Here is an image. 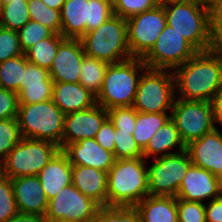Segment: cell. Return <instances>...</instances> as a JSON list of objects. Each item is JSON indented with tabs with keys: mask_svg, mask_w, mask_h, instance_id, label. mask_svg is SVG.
<instances>
[{
	"mask_svg": "<svg viewBox=\"0 0 222 222\" xmlns=\"http://www.w3.org/2000/svg\"><path fill=\"white\" fill-rule=\"evenodd\" d=\"M172 72L178 99L211 102L222 87V58L208 51H198Z\"/></svg>",
	"mask_w": 222,
	"mask_h": 222,
	"instance_id": "cell-1",
	"label": "cell"
},
{
	"mask_svg": "<svg viewBox=\"0 0 222 222\" xmlns=\"http://www.w3.org/2000/svg\"><path fill=\"white\" fill-rule=\"evenodd\" d=\"M144 157L118 159L108 171L107 206H135L148 196Z\"/></svg>",
	"mask_w": 222,
	"mask_h": 222,
	"instance_id": "cell-2",
	"label": "cell"
},
{
	"mask_svg": "<svg viewBox=\"0 0 222 222\" xmlns=\"http://www.w3.org/2000/svg\"><path fill=\"white\" fill-rule=\"evenodd\" d=\"M147 65L142 58L109 64L96 103L106 110L113 107L132 106L138 83Z\"/></svg>",
	"mask_w": 222,
	"mask_h": 222,
	"instance_id": "cell-3",
	"label": "cell"
},
{
	"mask_svg": "<svg viewBox=\"0 0 222 222\" xmlns=\"http://www.w3.org/2000/svg\"><path fill=\"white\" fill-rule=\"evenodd\" d=\"M86 56L107 62L119 63L132 58L128 48L126 19L113 15L98 28L81 39Z\"/></svg>",
	"mask_w": 222,
	"mask_h": 222,
	"instance_id": "cell-4",
	"label": "cell"
},
{
	"mask_svg": "<svg viewBox=\"0 0 222 222\" xmlns=\"http://www.w3.org/2000/svg\"><path fill=\"white\" fill-rule=\"evenodd\" d=\"M65 114L52 100L19 104L17 120L22 138L47 140L60 146Z\"/></svg>",
	"mask_w": 222,
	"mask_h": 222,
	"instance_id": "cell-5",
	"label": "cell"
},
{
	"mask_svg": "<svg viewBox=\"0 0 222 222\" xmlns=\"http://www.w3.org/2000/svg\"><path fill=\"white\" fill-rule=\"evenodd\" d=\"M166 24L173 27L198 51H207L210 40V13L196 0L163 6Z\"/></svg>",
	"mask_w": 222,
	"mask_h": 222,
	"instance_id": "cell-6",
	"label": "cell"
},
{
	"mask_svg": "<svg viewBox=\"0 0 222 222\" xmlns=\"http://www.w3.org/2000/svg\"><path fill=\"white\" fill-rule=\"evenodd\" d=\"M59 150L47 140L22 138L0 163V173L10 179L36 176Z\"/></svg>",
	"mask_w": 222,
	"mask_h": 222,
	"instance_id": "cell-7",
	"label": "cell"
},
{
	"mask_svg": "<svg viewBox=\"0 0 222 222\" xmlns=\"http://www.w3.org/2000/svg\"><path fill=\"white\" fill-rule=\"evenodd\" d=\"M175 98L173 72L146 68L140 77L132 107L137 112L171 113Z\"/></svg>",
	"mask_w": 222,
	"mask_h": 222,
	"instance_id": "cell-8",
	"label": "cell"
},
{
	"mask_svg": "<svg viewBox=\"0 0 222 222\" xmlns=\"http://www.w3.org/2000/svg\"><path fill=\"white\" fill-rule=\"evenodd\" d=\"M153 160L147 167L148 195L176 197L182 179L192 165L187 151Z\"/></svg>",
	"mask_w": 222,
	"mask_h": 222,
	"instance_id": "cell-9",
	"label": "cell"
},
{
	"mask_svg": "<svg viewBox=\"0 0 222 222\" xmlns=\"http://www.w3.org/2000/svg\"><path fill=\"white\" fill-rule=\"evenodd\" d=\"M171 119L185 145L216 128L212 104L208 101H188L175 98L171 109Z\"/></svg>",
	"mask_w": 222,
	"mask_h": 222,
	"instance_id": "cell-10",
	"label": "cell"
},
{
	"mask_svg": "<svg viewBox=\"0 0 222 222\" xmlns=\"http://www.w3.org/2000/svg\"><path fill=\"white\" fill-rule=\"evenodd\" d=\"M197 52L188 40L166 24L155 45L142 60L147 68L173 71Z\"/></svg>",
	"mask_w": 222,
	"mask_h": 222,
	"instance_id": "cell-11",
	"label": "cell"
},
{
	"mask_svg": "<svg viewBox=\"0 0 222 222\" xmlns=\"http://www.w3.org/2000/svg\"><path fill=\"white\" fill-rule=\"evenodd\" d=\"M128 48L134 58H143L155 45L166 26V15L161 5L126 19Z\"/></svg>",
	"mask_w": 222,
	"mask_h": 222,
	"instance_id": "cell-12",
	"label": "cell"
},
{
	"mask_svg": "<svg viewBox=\"0 0 222 222\" xmlns=\"http://www.w3.org/2000/svg\"><path fill=\"white\" fill-rule=\"evenodd\" d=\"M99 207L96 202L82 194L73 184H70L48 201L45 219L47 222H90L95 217Z\"/></svg>",
	"mask_w": 222,
	"mask_h": 222,
	"instance_id": "cell-13",
	"label": "cell"
},
{
	"mask_svg": "<svg viewBox=\"0 0 222 222\" xmlns=\"http://www.w3.org/2000/svg\"><path fill=\"white\" fill-rule=\"evenodd\" d=\"M107 117V110L97 103L88 109L65 114L60 149L63 150L68 144L82 139L95 138Z\"/></svg>",
	"mask_w": 222,
	"mask_h": 222,
	"instance_id": "cell-14",
	"label": "cell"
},
{
	"mask_svg": "<svg viewBox=\"0 0 222 222\" xmlns=\"http://www.w3.org/2000/svg\"><path fill=\"white\" fill-rule=\"evenodd\" d=\"M221 195L222 180L209 171L192 164L182 179L176 198L207 203V200L218 198Z\"/></svg>",
	"mask_w": 222,
	"mask_h": 222,
	"instance_id": "cell-15",
	"label": "cell"
},
{
	"mask_svg": "<svg viewBox=\"0 0 222 222\" xmlns=\"http://www.w3.org/2000/svg\"><path fill=\"white\" fill-rule=\"evenodd\" d=\"M185 150L193 165L222 180V131L218 126L201 138L189 142Z\"/></svg>",
	"mask_w": 222,
	"mask_h": 222,
	"instance_id": "cell-16",
	"label": "cell"
},
{
	"mask_svg": "<svg viewBox=\"0 0 222 222\" xmlns=\"http://www.w3.org/2000/svg\"><path fill=\"white\" fill-rule=\"evenodd\" d=\"M84 56L80 39L65 38L59 44L49 70L53 82L79 83Z\"/></svg>",
	"mask_w": 222,
	"mask_h": 222,
	"instance_id": "cell-17",
	"label": "cell"
},
{
	"mask_svg": "<svg viewBox=\"0 0 222 222\" xmlns=\"http://www.w3.org/2000/svg\"><path fill=\"white\" fill-rule=\"evenodd\" d=\"M63 151L71 165L92 167L107 173L116 161L114 153L103 149L94 138L68 144Z\"/></svg>",
	"mask_w": 222,
	"mask_h": 222,
	"instance_id": "cell-18",
	"label": "cell"
},
{
	"mask_svg": "<svg viewBox=\"0 0 222 222\" xmlns=\"http://www.w3.org/2000/svg\"><path fill=\"white\" fill-rule=\"evenodd\" d=\"M19 213L45 216L48 199L38 176H22L11 179Z\"/></svg>",
	"mask_w": 222,
	"mask_h": 222,
	"instance_id": "cell-19",
	"label": "cell"
},
{
	"mask_svg": "<svg viewBox=\"0 0 222 222\" xmlns=\"http://www.w3.org/2000/svg\"><path fill=\"white\" fill-rule=\"evenodd\" d=\"M53 80L49 70L28 62L21 81L19 104H34L52 100Z\"/></svg>",
	"mask_w": 222,
	"mask_h": 222,
	"instance_id": "cell-20",
	"label": "cell"
},
{
	"mask_svg": "<svg viewBox=\"0 0 222 222\" xmlns=\"http://www.w3.org/2000/svg\"><path fill=\"white\" fill-rule=\"evenodd\" d=\"M37 176L48 200L72 184V165L66 153L60 149Z\"/></svg>",
	"mask_w": 222,
	"mask_h": 222,
	"instance_id": "cell-21",
	"label": "cell"
},
{
	"mask_svg": "<svg viewBox=\"0 0 222 222\" xmlns=\"http://www.w3.org/2000/svg\"><path fill=\"white\" fill-rule=\"evenodd\" d=\"M52 101L67 114L94 106L96 96L80 83L53 82Z\"/></svg>",
	"mask_w": 222,
	"mask_h": 222,
	"instance_id": "cell-22",
	"label": "cell"
},
{
	"mask_svg": "<svg viewBox=\"0 0 222 222\" xmlns=\"http://www.w3.org/2000/svg\"><path fill=\"white\" fill-rule=\"evenodd\" d=\"M108 173L102 170L72 165V184L100 207L107 206Z\"/></svg>",
	"mask_w": 222,
	"mask_h": 222,
	"instance_id": "cell-23",
	"label": "cell"
},
{
	"mask_svg": "<svg viewBox=\"0 0 222 222\" xmlns=\"http://www.w3.org/2000/svg\"><path fill=\"white\" fill-rule=\"evenodd\" d=\"M60 15L61 35L81 39L86 34V22H89V0H66Z\"/></svg>",
	"mask_w": 222,
	"mask_h": 222,
	"instance_id": "cell-24",
	"label": "cell"
},
{
	"mask_svg": "<svg viewBox=\"0 0 222 222\" xmlns=\"http://www.w3.org/2000/svg\"><path fill=\"white\" fill-rule=\"evenodd\" d=\"M172 149L177 150L175 152H170ZM185 149L186 145L182 141L174 121L170 118L151 137L148 144L143 149V157L147 160L149 157L154 159L157 157L180 153Z\"/></svg>",
	"mask_w": 222,
	"mask_h": 222,
	"instance_id": "cell-25",
	"label": "cell"
},
{
	"mask_svg": "<svg viewBox=\"0 0 222 222\" xmlns=\"http://www.w3.org/2000/svg\"><path fill=\"white\" fill-rule=\"evenodd\" d=\"M135 207L142 222H178L176 197L148 195Z\"/></svg>",
	"mask_w": 222,
	"mask_h": 222,
	"instance_id": "cell-26",
	"label": "cell"
},
{
	"mask_svg": "<svg viewBox=\"0 0 222 222\" xmlns=\"http://www.w3.org/2000/svg\"><path fill=\"white\" fill-rule=\"evenodd\" d=\"M167 113L137 112L133 138L142 150L146 147L155 132L171 118V113Z\"/></svg>",
	"mask_w": 222,
	"mask_h": 222,
	"instance_id": "cell-27",
	"label": "cell"
},
{
	"mask_svg": "<svg viewBox=\"0 0 222 222\" xmlns=\"http://www.w3.org/2000/svg\"><path fill=\"white\" fill-rule=\"evenodd\" d=\"M64 39L65 38L61 34L53 33L50 37L40 40L28 48L24 52L25 57L28 62L50 70L52 61L56 56L58 46Z\"/></svg>",
	"mask_w": 222,
	"mask_h": 222,
	"instance_id": "cell-28",
	"label": "cell"
},
{
	"mask_svg": "<svg viewBox=\"0 0 222 222\" xmlns=\"http://www.w3.org/2000/svg\"><path fill=\"white\" fill-rule=\"evenodd\" d=\"M108 65L107 62L85 55L81 64L79 83L97 96L102 88Z\"/></svg>",
	"mask_w": 222,
	"mask_h": 222,
	"instance_id": "cell-29",
	"label": "cell"
},
{
	"mask_svg": "<svg viewBox=\"0 0 222 222\" xmlns=\"http://www.w3.org/2000/svg\"><path fill=\"white\" fill-rule=\"evenodd\" d=\"M28 63L25 54L0 63V88L19 93L21 81Z\"/></svg>",
	"mask_w": 222,
	"mask_h": 222,
	"instance_id": "cell-30",
	"label": "cell"
},
{
	"mask_svg": "<svg viewBox=\"0 0 222 222\" xmlns=\"http://www.w3.org/2000/svg\"><path fill=\"white\" fill-rule=\"evenodd\" d=\"M28 0H11L2 4L0 26L18 31L30 21Z\"/></svg>",
	"mask_w": 222,
	"mask_h": 222,
	"instance_id": "cell-31",
	"label": "cell"
},
{
	"mask_svg": "<svg viewBox=\"0 0 222 222\" xmlns=\"http://www.w3.org/2000/svg\"><path fill=\"white\" fill-rule=\"evenodd\" d=\"M30 19L48 27L54 33L61 34L60 10L49 8L42 0H28Z\"/></svg>",
	"mask_w": 222,
	"mask_h": 222,
	"instance_id": "cell-32",
	"label": "cell"
},
{
	"mask_svg": "<svg viewBox=\"0 0 222 222\" xmlns=\"http://www.w3.org/2000/svg\"><path fill=\"white\" fill-rule=\"evenodd\" d=\"M90 222H142L135 206H101Z\"/></svg>",
	"mask_w": 222,
	"mask_h": 222,
	"instance_id": "cell-33",
	"label": "cell"
},
{
	"mask_svg": "<svg viewBox=\"0 0 222 222\" xmlns=\"http://www.w3.org/2000/svg\"><path fill=\"white\" fill-rule=\"evenodd\" d=\"M21 139L17 117L0 120V163Z\"/></svg>",
	"mask_w": 222,
	"mask_h": 222,
	"instance_id": "cell-34",
	"label": "cell"
},
{
	"mask_svg": "<svg viewBox=\"0 0 222 222\" xmlns=\"http://www.w3.org/2000/svg\"><path fill=\"white\" fill-rule=\"evenodd\" d=\"M114 156L118 159H135L143 157V150L133 138V132L115 129Z\"/></svg>",
	"mask_w": 222,
	"mask_h": 222,
	"instance_id": "cell-35",
	"label": "cell"
},
{
	"mask_svg": "<svg viewBox=\"0 0 222 222\" xmlns=\"http://www.w3.org/2000/svg\"><path fill=\"white\" fill-rule=\"evenodd\" d=\"M23 52L40 40L50 37L54 32L39 22L30 20L17 31Z\"/></svg>",
	"mask_w": 222,
	"mask_h": 222,
	"instance_id": "cell-36",
	"label": "cell"
},
{
	"mask_svg": "<svg viewBox=\"0 0 222 222\" xmlns=\"http://www.w3.org/2000/svg\"><path fill=\"white\" fill-rule=\"evenodd\" d=\"M18 213L11 179L0 173V222H6Z\"/></svg>",
	"mask_w": 222,
	"mask_h": 222,
	"instance_id": "cell-37",
	"label": "cell"
},
{
	"mask_svg": "<svg viewBox=\"0 0 222 222\" xmlns=\"http://www.w3.org/2000/svg\"><path fill=\"white\" fill-rule=\"evenodd\" d=\"M108 118L112 121L115 129L134 132L137 111L132 106L113 107L107 110Z\"/></svg>",
	"mask_w": 222,
	"mask_h": 222,
	"instance_id": "cell-38",
	"label": "cell"
},
{
	"mask_svg": "<svg viewBox=\"0 0 222 222\" xmlns=\"http://www.w3.org/2000/svg\"><path fill=\"white\" fill-rule=\"evenodd\" d=\"M22 54L17 31L0 26V63Z\"/></svg>",
	"mask_w": 222,
	"mask_h": 222,
	"instance_id": "cell-39",
	"label": "cell"
},
{
	"mask_svg": "<svg viewBox=\"0 0 222 222\" xmlns=\"http://www.w3.org/2000/svg\"><path fill=\"white\" fill-rule=\"evenodd\" d=\"M113 15V6L107 1L89 0V22H86V33L98 28Z\"/></svg>",
	"mask_w": 222,
	"mask_h": 222,
	"instance_id": "cell-40",
	"label": "cell"
},
{
	"mask_svg": "<svg viewBox=\"0 0 222 222\" xmlns=\"http://www.w3.org/2000/svg\"><path fill=\"white\" fill-rule=\"evenodd\" d=\"M155 6H157L156 0H117L113 5V13L128 19L133 15L151 10Z\"/></svg>",
	"mask_w": 222,
	"mask_h": 222,
	"instance_id": "cell-41",
	"label": "cell"
},
{
	"mask_svg": "<svg viewBox=\"0 0 222 222\" xmlns=\"http://www.w3.org/2000/svg\"><path fill=\"white\" fill-rule=\"evenodd\" d=\"M178 222H207L205 203L177 199Z\"/></svg>",
	"mask_w": 222,
	"mask_h": 222,
	"instance_id": "cell-42",
	"label": "cell"
},
{
	"mask_svg": "<svg viewBox=\"0 0 222 222\" xmlns=\"http://www.w3.org/2000/svg\"><path fill=\"white\" fill-rule=\"evenodd\" d=\"M18 108V94L0 88V120L17 117Z\"/></svg>",
	"mask_w": 222,
	"mask_h": 222,
	"instance_id": "cell-43",
	"label": "cell"
},
{
	"mask_svg": "<svg viewBox=\"0 0 222 222\" xmlns=\"http://www.w3.org/2000/svg\"><path fill=\"white\" fill-rule=\"evenodd\" d=\"M115 127L112 121L107 117L96 133V142L105 150L114 153L115 147Z\"/></svg>",
	"mask_w": 222,
	"mask_h": 222,
	"instance_id": "cell-44",
	"label": "cell"
},
{
	"mask_svg": "<svg viewBox=\"0 0 222 222\" xmlns=\"http://www.w3.org/2000/svg\"><path fill=\"white\" fill-rule=\"evenodd\" d=\"M207 51L222 58V18H210V40Z\"/></svg>",
	"mask_w": 222,
	"mask_h": 222,
	"instance_id": "cell-45",
	"label": "cell"
},
{
	"mask_svg": "<svg viewBox=\"0 0 222 222\" xmlns=\"http://www.w3.org/2000/svg\"><path fill=\"white\" fill-rule=\"evenodd\" d=\"M207 222H222V195L205 203Z\"/></svg>",
	"mask_w": 222,
	"mask_h": 222,
	"instance_id": "cell-46",
	"label": "cell"
},
{
	"mask_svg": "<svg viewBox=\"0 0 222 222\" xmlns=\"http://www.w3.org/2000/svg\"><path fill=\"white\" fill-rule=\"evenodd\" d=\"M214 123L222 126V87L215 93L211 100Z\"/></svg>",
	"mask_w": 222,
	"mask_h": 222,
	"instance_id": "cell-47",
	"label": "cell"
},
{
	"mask_svg": "<svg viewBox=\"0 0 222 222\" xmlns=\"http://www.w3.org/2000/svg\"><path fill=\"white\" fill-rule=\"evenodd\" d=\"M6 222H47V220L45 216L38 214L18 213L15 217L10 218Z\"/></svg>",
	"mask_w": 222,
	"mask_h": 222,
	"instance_id": "cell-48",
	"label": "cell"
},
{
	"mask_svg": "<svg viewBox=\"0 0 222 222\" xmlns=\"http://www.w3.org/2000/svg\"><path fill=\"white\" fill-rule=\"evenodd\" d=\"M209 13L210 18H222V0H219Z\"/></svg>",
	"mask_w": 222,
	"mask_h": 222,
	"instance_id": "cell-49",
	"label": "cell"
},
{
	"mask_svg": "<svg viewBox=\"0 0 222 222\" xmlns=\"http://www.w3.org/2000/svg\"><path fill=\"white\" fill-rule=\"evenodd\" d=\"M46 6L49 8L60 10L62 9L63 4L66 0H42Z\"/></svg>",
	"mask_w": 222,
	"mask_h": 222,
	"instance_id": "cell-50",
	"label": "cell"
},
{
	"mask_svg": "<svg viewBox=\"0 0 222 222\" xmlns=\"http://www.w3.org/2000/svg\"><path fill=\"white\" fill-rule=\"evenodd\" d=\"M202 7L209 11L215 6L219 0H196Z\"/></svg>",
	"mask_w": 222,
	"mask_h": 222,
	"instance_id": "cell-51",
	"label": "cell"
},
{
	"mask_svg": "<svg viewBox=\"0 0 222 222\" xmlns=\"http://www.w3.org/2000/svg\"><path fill=\"white\" fill-rule=\"evenodd\" d=\"M183 0H157V5H161V6H165L171 3H176V2H180Z\"/></svg>",
	"mask_w": 222,
	"mask_h": 222,
	"instance_id": "cell-52",
	"label": "cell"
},
{
	"mask_svg": "<svg viewBox=\"0 0 222 222\" xmlns=\"http://www.w3.org/2000/svg\"><path fill=\"white\" fill-rule=\"evenodd\" d=\"M105 1H107L108 3H110L113 6L117 0H105Z\"/></svg>",
	"mask_w": 222,
	"mask_h": 222,
	"instance_id": "cell-53",
	"label": "cell"
},
{
	"mask_svg": "<svg viewBox=\"0 0 222 222\" xmlns=\"http://www.w3.org/2000/svg\"><path fill=\"white\" fill-rule=\"evenodd\" d=\"M2 4L7 3V2H11V0H1Z\"/></svg>",
	"mask_w": 222,
	"mask_h": 222,
	"instance_id": "cell-54",
	"label": "cell"
},
{
	"mask_svg": "<svg viewBox=\"0 0 222 222\" xmlns=\"http://www.w3.org/2000/svg\"><path fill=\"white\" fill-rule=\"evenodd\" d=\"M1 10H2V2L0 0V13H1Z\"/></svg>",
	"mask_w": 222,
	"mask_h": 222,
	"instance_id": "cell-55",
	"label": "cell"
},
{
	"mask_svg": "<svg viewBox=\"0 0 222 222\" xmlns=\"http://www.w3.org/2000/svg\"><path fill=\"white\" fill-rule=\"evenodd\" d=\"M54 222H71V221H54Z\"/></svg>",
	"mask_w": 222,
	"mask_h": 222,
	"instance_id": "cell-56",
	"label": "cell"
}]
</instances>
